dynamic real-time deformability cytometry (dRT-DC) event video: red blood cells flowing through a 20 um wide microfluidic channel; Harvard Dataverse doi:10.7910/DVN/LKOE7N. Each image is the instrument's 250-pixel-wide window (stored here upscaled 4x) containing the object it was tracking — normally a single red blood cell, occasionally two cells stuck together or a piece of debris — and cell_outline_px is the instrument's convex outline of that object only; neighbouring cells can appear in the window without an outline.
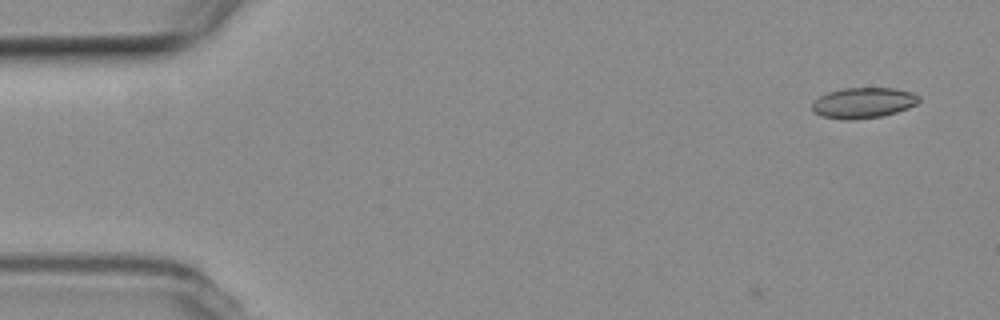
{"species": "common noctule bat (a hibernating species)", "species_latin": "Nyctalus noctula", "temperature_condition": "room temperature", "stored_images_in_passage": 5, "camera_frame_rate_fps": 3000, "um_per_image_px": 0.085, "animal": {"sex": "female", "body_mass_g": 19.3, "forearm_length_mm": 54.1}, "frame": {"image": 1, "passage_image": 1, "time_ms": 0.0, "image_size_px": [1000, 320], "cell_outline_px": [[920, 100], [916, 104], [908, 108], [896, 112], [880, 116], [848, 120], [844, 120], [824, 116], [816, 112], [812, 108], [812, 104], [820, 96], [828, 92], [844, 88], [892, 88], [912, 92], [920, 96]], "centroid_in_image_um": [73.41, 8.73], "position_along_channel_um": 11.6, "area_um2": 18.79}}
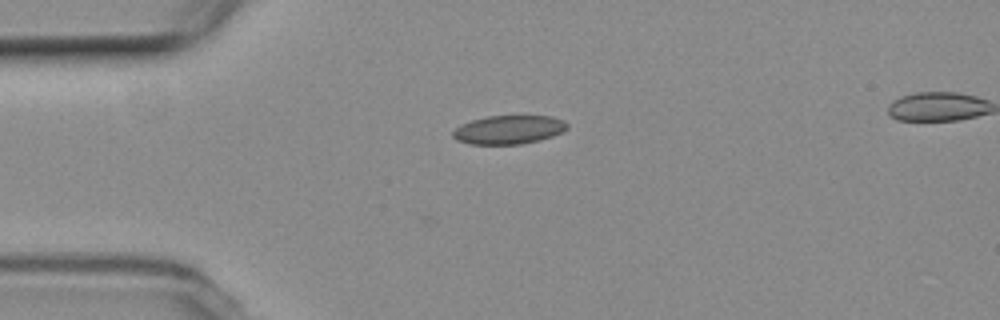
{"frame": {"image": 2, "passage_image": 4, "time_ms": 3.667, "image_size_px": [1000, 320], "cell_outline_px": [[568, 128], [552, 136], [540, 140], [520, 144], [468, 144], [456, 140], [452, 136], [452, 132], [456, 128], [472, 120], [488, 116], [552, 116], [564, 120], [568, 124]], "centroid_in_image_um": [43.25, 11.03], "position_along_channel_um": 41.8, "area_um2": 19.02}}